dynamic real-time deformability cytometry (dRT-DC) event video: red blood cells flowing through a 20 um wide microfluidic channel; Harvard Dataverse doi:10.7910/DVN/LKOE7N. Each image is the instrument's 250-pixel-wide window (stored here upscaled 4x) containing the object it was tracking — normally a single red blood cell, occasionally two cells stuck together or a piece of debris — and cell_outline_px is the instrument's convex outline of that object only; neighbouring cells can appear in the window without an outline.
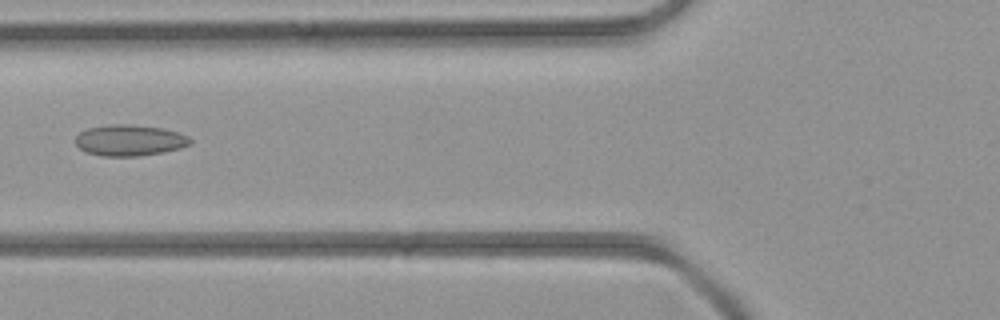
{"species": "common noctule bat (a hibernating species)", "species_latin": "Nyctalus noctula", "temperature_condition": "room temperature", "stored_images_in_passage": 5, "camera_frame_rate_fps": 3000, "um_per_image_px": 0.085, "animal": {"sex": "female", "body_mass_g": 21.9}, "frame": {"image": 1, "passage_image": 5, "time_ms": 4.333, "image_size_px": [1000, 320], "cell_outline_px": [[192, 140], [188, 144], [180, 148], [140, 156], [104, 156], [84, 152], [76, 144], [76, 136], [80, 132], [88, 128], [108, 124], [128, 124], [164, 128], [188, 136]], "centroid_in_image_um": [10.98, 11.92], "position_along_channel_um": 114.8, "area_um2": 20.69}}